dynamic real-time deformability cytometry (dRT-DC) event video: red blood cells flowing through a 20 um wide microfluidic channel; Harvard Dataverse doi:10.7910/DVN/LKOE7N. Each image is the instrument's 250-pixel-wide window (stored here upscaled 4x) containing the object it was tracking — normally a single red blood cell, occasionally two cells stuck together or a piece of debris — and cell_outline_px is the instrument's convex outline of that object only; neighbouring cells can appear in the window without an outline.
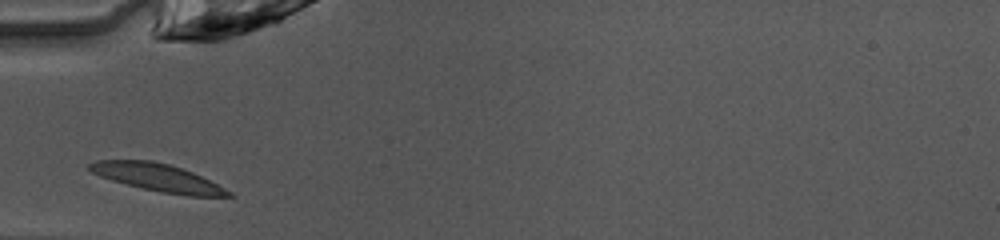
{"species": "common noctule bat (a hibernating species)", "species_latin": "Nyctalus noctula", "temperature_condition": "warm", "stored_images_in_passage": 25, "camera_frame_rate_fps": 3000, "um_per_image_px": 0.085, "animal": {"sex": "female", "body_mass_g": 10.0, "forearm_length_mm": 53.1}, "frame": {"image": 1, "passage_image": 1, "time_ms": 0.0, "image_size_px": [1000, 240], "cell_outline_px": [[236, 196], [188, 196], [160, 192], [112, 180], [100, 176], [92, 172], [88, 168], [88, 164], [96, 160], [152, 160], [168, 164], [192, 172], [232, 192]], "centroid_in_image_um": [13.39, 15.09], "position_along_channel_um": 71.6, "area_um2": 21.96}}
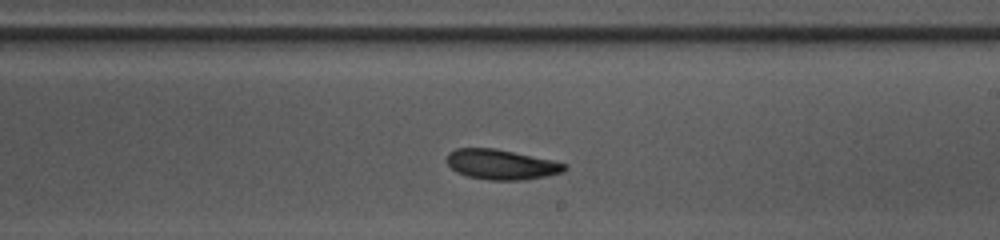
{"frame": {"image": 2, "passage_image": 14, "time_ms": 4.333, "image_size_px": [1000, 240], "cell_outline_px": [[568, 168], [564, 172], [548, 176], [524, 180], [488, 180], [468, 176], [456, 172], [448, 164], [448, 152], [456, 148], [496, 148], [552, 160], [564, 164]], "centroid_in_image_um": [42.62, 13.98], "position_along_channel_um": 246.4, "area_um2": 20.63}}
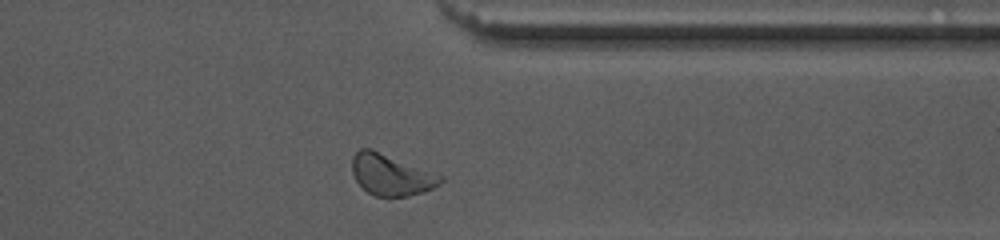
{"frame": {"image": 3, "passage_image": 24, "time_ms": 7.667, "image_size_px": [1000, 240], "cell_outline_px": [[444, 180], [440, 184], [424, 192], [408, 196], [376, 196], [368, 192], [356, 180], [352, 172], [352, 156], [360, 148], [372, 148], [444, 176]], "centroid_in_image_um": [33.25, 14.84], "position_along_channel_um": 378.1, "area_um2": 21.27}, "authors_computed_cell_mechanics": {"area_um2": 20.8658, "velocity_mm_per_s": 4.0186, "shape_relaxation_time_tau1_ms": 3.6081, "shape_relaxation_time_tau2_ms": 6.5216, "deformation_change_tau1": 0.1102, "deformation_change_tau2": 0.1157}}